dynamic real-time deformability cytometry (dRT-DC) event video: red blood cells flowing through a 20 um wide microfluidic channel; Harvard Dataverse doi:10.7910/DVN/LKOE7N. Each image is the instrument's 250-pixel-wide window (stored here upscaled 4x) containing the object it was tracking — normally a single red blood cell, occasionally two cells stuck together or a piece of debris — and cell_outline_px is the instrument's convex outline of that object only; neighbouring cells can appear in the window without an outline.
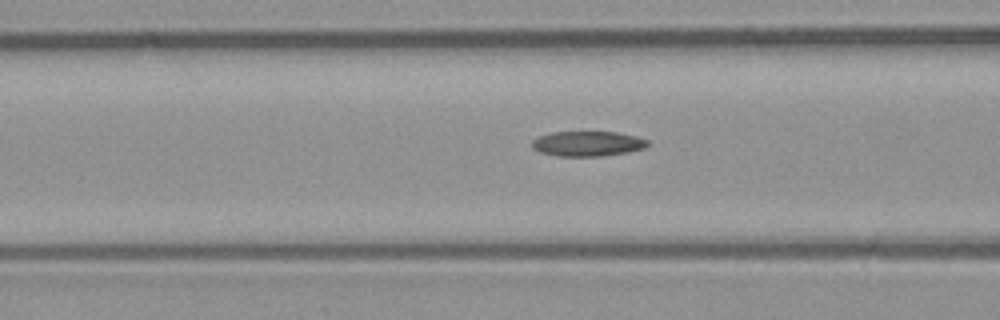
{"species": "common noctule bat (a hibernating species)", "species_latin": "Nyctalus noctula", "temperature_condition": "room temperature", "stored_images_in_passage": 42, "camera_frame_rate_fps": 3000, "um_per_image_px": 0.085, "animal": {"sex": "male", "body_mass_g": 23.1, "forearm_length_mm": 52.7}, "frame": {"image": 1, "passage_image": 21, "time_ms": 6.667, "image_size_px": [1000, 320], "cell_outline_px": [[648, 144], [644, 148], [628, 152], [604, 156], [556, 156], [540, 152], [532, 148], [532, 140], [540, 136], [552, 132], [616, 132], [636, 136], [648, 140]], "centroid_in_image_um": [49.94, 12.22], "position_along_channel_um": 116.7, "area_um2": 16.88}}
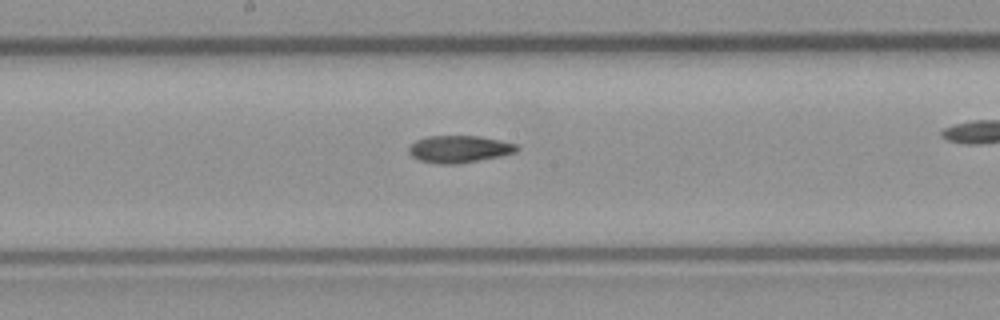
{"frame": {"image": 2, "passage_image": 28, "time_ms": 9.0, "image_size_px": [1000, 320], "cell_outline_px": [[520, 148], [516, 152], [500, 156], [456, 164], [440, 164], [420, 160], [412, 156], [408, 152], [408, 148], [416, 140], [428, 136], [476, 136], [500, 140], [516, 144]], "centroid_in_image_um": [39.03, 12.67], "position_along_channel_um": 209.2, "area_um2": 16.94}}
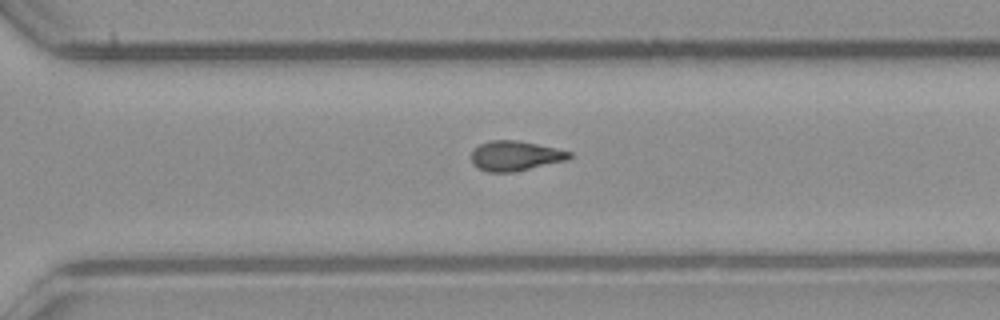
{"frame": {"image": 3, "passage_image": 37, "time_ms": 12.0, "image_size_px": [1000, 320], "cell_outline_px": [[572, 156], [568, 160], [512, 172], [488, 172], [472, 164], [472, 148], [480, 144], [492, 140], [516, 140], [556, 148], [572, 152]], "centroid_in_image_um": [43.79, 13.24], "position_along_channel_um": 326.8, "area_um2": 16.99}}